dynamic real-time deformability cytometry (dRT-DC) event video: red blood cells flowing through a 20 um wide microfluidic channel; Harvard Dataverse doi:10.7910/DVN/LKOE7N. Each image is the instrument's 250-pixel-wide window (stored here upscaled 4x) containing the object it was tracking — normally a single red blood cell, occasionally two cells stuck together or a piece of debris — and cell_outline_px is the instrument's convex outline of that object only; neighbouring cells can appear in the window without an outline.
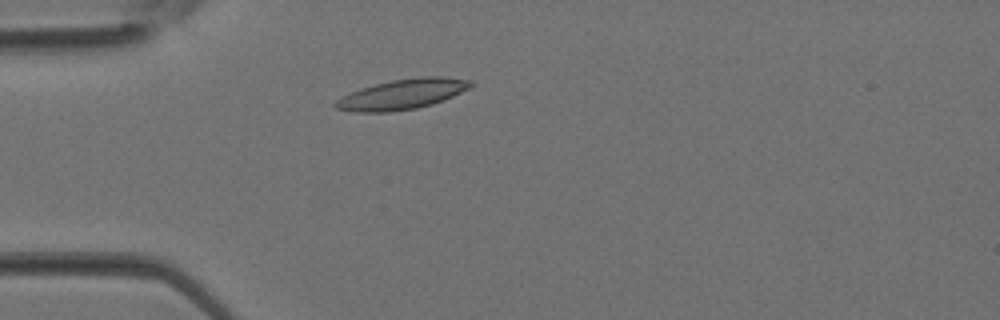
{"species": "Egyptian fruit bat (a non-hibernating species)", "species_latin": "Rousettus aegyptiacus", "temperature_condition": "room temperature", "stored_images_in_passage": 2, "camera_frame_rate_fps": 3000, "um_per_image_px": 0.085, "animal": {"sex": "female"}, "frame": {"image": 1, "passage_image": 2, "time_ms": 0.333, "image_size_px": [1000, 320], "cell_outline_px": [[476, 84], [452, 96], [432, 104], [416, 108], [388, 112], [352, 112], [336, 108], [332, 104], [336, 100], [360, 88], [392, 80], [420, 76], [444, 76], [472, 80]], "centroid_in_image_um": [34.21, 8.0], "position_along_channel_um": 50.8, "area_um2": 23.7}}